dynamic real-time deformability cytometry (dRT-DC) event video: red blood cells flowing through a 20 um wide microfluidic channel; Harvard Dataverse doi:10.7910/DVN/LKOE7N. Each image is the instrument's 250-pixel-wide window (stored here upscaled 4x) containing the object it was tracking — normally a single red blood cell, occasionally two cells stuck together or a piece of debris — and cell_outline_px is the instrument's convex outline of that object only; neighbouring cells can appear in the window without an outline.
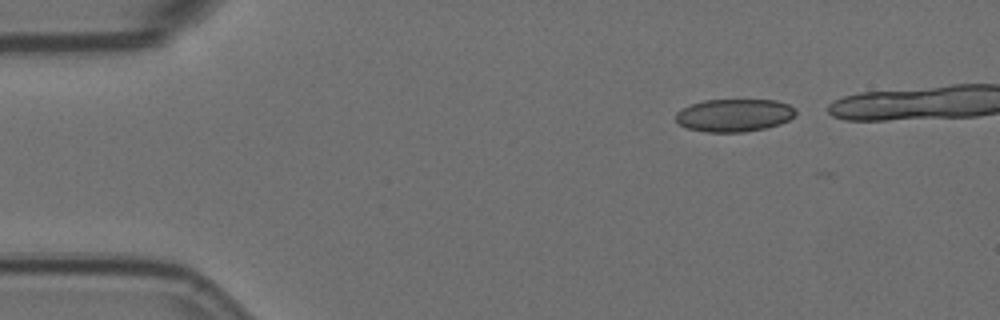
{"species": "Egyptian fruit bat (a non-hibernating species)", "species_latin": "Rousettus aegyptiacus", "temperature_condition": "room temperature", "stored_images_in_passage": 4, "camera_frame_rate_fps": 3000, "um_per_image_px": 0.085, "animal": {"sex": "female"}, "frame": {"image": 1, "passage_image": 1, "time_ms": 0.0, "image_size_px": [1000, 320], "cell_outline_px": [[796, 116], [780, 124], [764, 128], [744, 132], [704, 132], [688, 128], [680, 124], [676, 120], [676, 112], [692, 104], [704, 100], [776, 100], [788, 104], [796, 108]], "centroid_in_image_um": [62.44, 9.8], "position_along_channel_um": 22.6, "area_um2": 22.89}}